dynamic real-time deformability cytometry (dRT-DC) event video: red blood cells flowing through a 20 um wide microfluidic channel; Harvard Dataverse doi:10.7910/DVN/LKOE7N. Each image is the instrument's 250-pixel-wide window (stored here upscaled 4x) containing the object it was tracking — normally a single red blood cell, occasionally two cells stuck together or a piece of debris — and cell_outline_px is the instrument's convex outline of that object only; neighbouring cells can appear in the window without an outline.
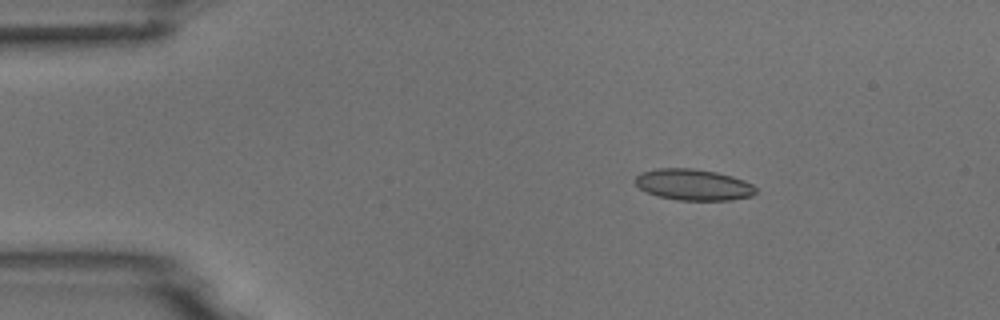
{"species": "common noctule bat (a hibernating species)", "species_latin": "Nyctalus noctula", "temperature_condition": "room temperature", "stored_images_in_passage": 4, "camera_frame_rate_fps": 3000, "um_per_image_px": 0.085, "animal": {"sex": "male", "body_mass_g": 18.8}, "frame": {"image": 1, "passage_image": 2, "time_ms": 2.0, "image_size_px": [1000, 320], "cell_outline_px": [[756, 192], [752, 196], [732, 200], [676, 200], [660, 196], [648, 192], [640, 188], [632, 180], [640, 172], [656, 168], [692, 168], [716, 172], [732, 176], [744, 180], [752, 184], [756, 188]], "centroid_in_image_um": [58.93, 15.69], "position_along_channel_um": 26.1, "area_um2": 22.02}}
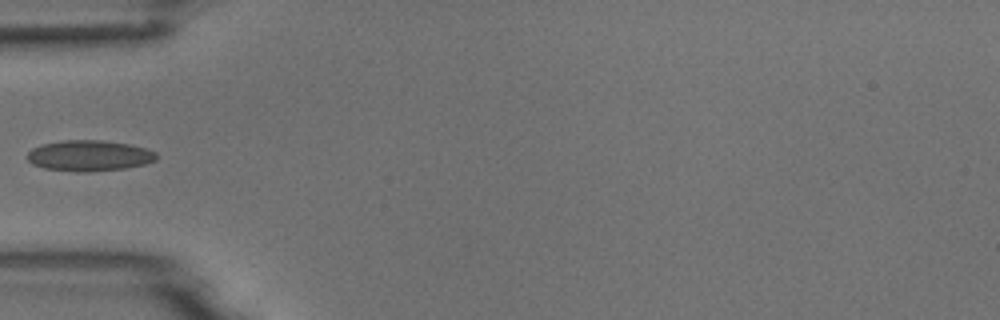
{"frame": {"image": 2, "passage_image": 4, "time_ms": 5.0, "image_size_px": [1000, 320], "cell_outline_px": [[156, 160], [144, 164], [124, 168], [88, 172], [76, 172], [44, 168], [32, 164], [28, 160], [28, 152], [32, 148], [44, 144], [64, 140], [100, 140], [128, 144], [144, 148], [156, 152]], "centroid_in_image_um": [7.57, 13.24], "position_along_channel_um": 77.4, "area_um2": 23.0}}